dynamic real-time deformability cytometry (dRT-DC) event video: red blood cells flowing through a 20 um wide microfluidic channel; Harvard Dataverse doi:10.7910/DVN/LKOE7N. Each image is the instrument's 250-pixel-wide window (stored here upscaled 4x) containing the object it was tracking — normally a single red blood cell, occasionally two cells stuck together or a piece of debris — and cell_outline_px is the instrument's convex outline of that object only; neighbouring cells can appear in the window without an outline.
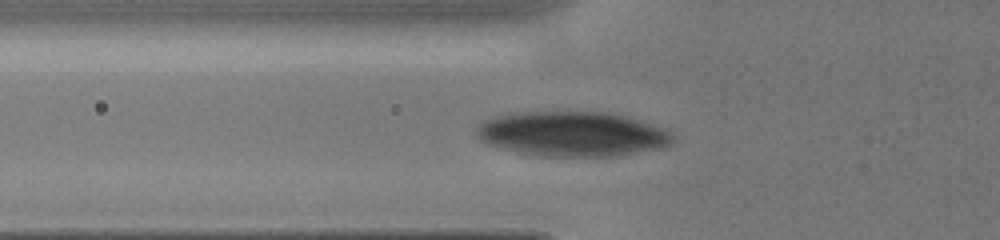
{"species": "human", "species_latin": "Homo sapiens", "temperature_condition": "cold", "stored_images_in_passage": 38, "camera_frame_rate_fps": 3000, "um_per_image_px": 0.085, "donor": {"sex": "male"}, "frame": {"image": 1, "passage_image": 2, "time_ms": 0.333, "image_size_px": [1000, 240], "cell_outline_px": [[676, 136], [672, 144], [660, 148], [608, 156], [544, 156], [520, 152], [484, 144], [476, 136], [476, 124], [492, 116], [508, 112], [604, 112], [624, 116], [664, 128], [672, 132]], "centroid_in_image_um": [48.58, 11.37], "position_along_channel_um": 77.2, "area_um2": 51.38}}
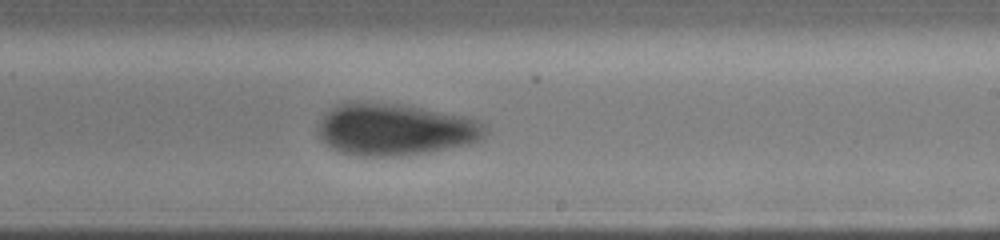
{"frame": {"image": 2, "passage_image": 16, "time_ms": 4.333, "image_size_px": [1000, 240], "cell_outline_px": [[488, 132], [484, 136], [468, 144], [428, 152], [400, 156], [356, 156], [340, 152], [332, 148], [320, 136], [316, 128], [320, 120], [336, 104], [348, 100], [352, 100], [400, 104], [468, 116], [480, 120], [488, 128]], "centroid_in_image_um": [33.58, 10.98], "position_along_channel_um": 255.4, "area_um2": 51.1}}
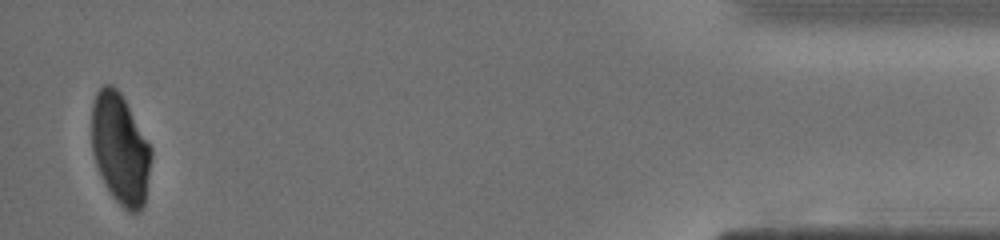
{"frame": {"image": 3, "passage_image": 37, "time_ms": 9.667, "image_size_px": [1000, 240], "cell_outline_px": [[152, 156], [144, 204], [136, 212], [128, 212], [112, 196], [96, 164], [92, 152], [92, 104], [96, 92], [104, 84], [112, 84], [120, 92], [152, 148]], "centroid_in_image_um": [10.22, 12.63], "position_along_channel_um": 425.0, "area_um2": 38.03}}